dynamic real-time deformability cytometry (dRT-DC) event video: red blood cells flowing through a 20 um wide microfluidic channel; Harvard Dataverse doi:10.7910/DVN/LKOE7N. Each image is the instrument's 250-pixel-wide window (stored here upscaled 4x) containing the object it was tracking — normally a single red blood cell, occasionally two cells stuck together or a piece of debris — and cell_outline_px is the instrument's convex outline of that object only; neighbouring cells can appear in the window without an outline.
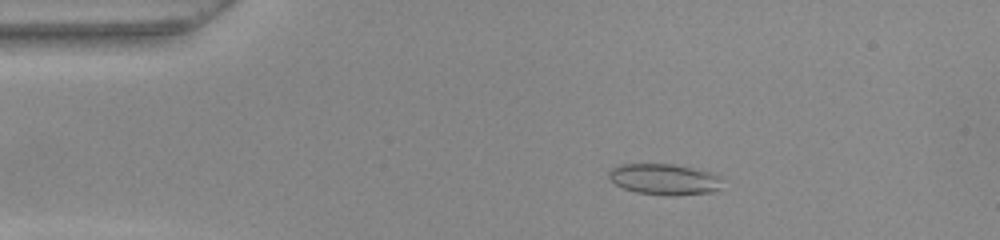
{"species": "common noctule bat (a hibernating species)", "species_latin": "Nyctalus noctula", "temperature_condition": "warm", "stored_images_in_passage": 51, "camera_frame_rate_fps": 3000, "um_per_image_px": 0.085, "animal": {"sex": "female", "body_mass_g": 22.0, "forearm_length_mm": 56.7}, "frame": {"image": 1, "passage_image": 9, "time_ms": 2.667, "image_size_px": [1000, 240], "cell_outline_px": [[720, 188], [716, 192], [676, 196], [668, 196], [636, 192], [624, 188], [616, 184], [608, 176], [608, 172], [612, 168], [620, 164], [672, 164], [692, 168], [708, 172], [720, 176]], "centroid_in_image_um": [56.47, 15.25], "position_along_channel_um": 28.5, "area_um2": 20.52}}
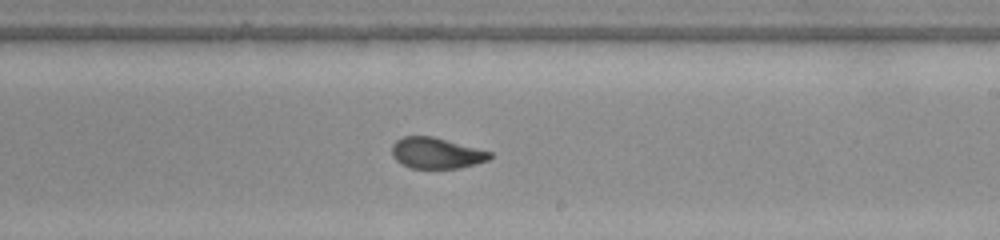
{"frame": {"image": 2, "passage_image": 30, "time_ms": 9.667, "image_size_px": [1000, 240], "cell_outline_px": [[492, 156], [488, 160], [476, 164], [460, 168], [408, 168], [400, 164], [392, 156], [392, 144], [396, 140], [404, 136], [432, 136], [492, 152]], "centroid_in_image_um": [37.06, 13.02], "position_along_channel_um": 251.9, "area_um2": 17.74}}
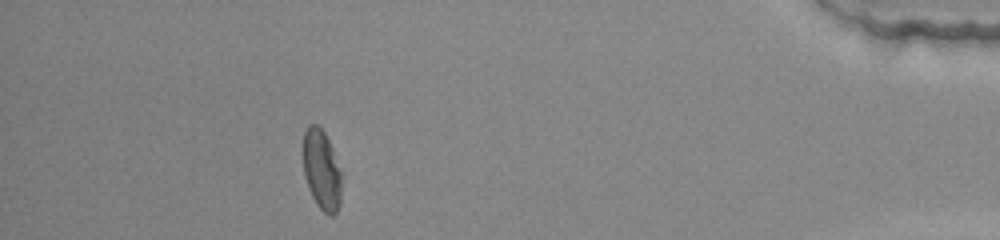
{"frame": {"image": 3, "passage_image": 46, "time_ms": 15.0, "image_size_px": [1000, 240], "cell_outline_px": [[344, 172], [340, 204], [336, 212], [332, 216], [324, 212], [316, 204], [308, 188], [304, 172], [304, 132], [308, 124], [316, 124], [324, 132]], "centroid_in_image_um": [27.4, 14.47], "position_along_channel_um": 407.8, "area_um2": 18.32}, "authors_computed_cell_mechanics": {"area_um2": 18.785, "velocity_mm_per_s": 3.9815, "shape_relaxation_time_tau1_ms": null, "shape_relaxation_time_tau2_ms": 1.0804, "deformation_change_tau1": null, "deformation_change_tau2": 0.0625}}